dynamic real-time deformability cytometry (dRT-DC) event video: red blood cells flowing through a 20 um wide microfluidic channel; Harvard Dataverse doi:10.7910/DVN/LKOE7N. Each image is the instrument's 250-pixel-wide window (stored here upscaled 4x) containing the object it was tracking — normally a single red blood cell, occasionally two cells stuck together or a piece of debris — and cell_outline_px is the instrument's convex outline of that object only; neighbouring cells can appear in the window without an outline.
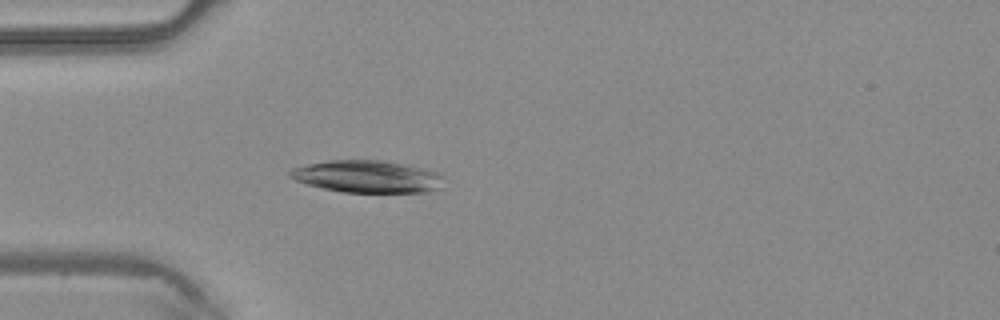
{"species": "common noctule bat (a hibernating species)", "species_latin": "Nyctalus noctula", "temperature_condition": "warm", "stored_images_in_passage": 3, "camera_frame_rate_fps": 3000, "um_per_image_px": 0.085, "animal": {"sex": "male", "body_mass_g": 20.4}, "frame": {"image": 1, "passage_image": 3, "time_ms": 0.667, "image_size_px": [1000, 320], "cell_outline_px": [[444, 176], [440, 188], [428, 192], [344, 192], [324, 188], [308, 184], [296, 180], [288, 176], [288, 172], [292, 168], [308, 164], [328, 160], [380, 160], [420, 168], [436, 172]], "centroid_in_image_um": [31.2, 15.01], "position_along_channel_um": 53.8, "area_um2": 28.55}}